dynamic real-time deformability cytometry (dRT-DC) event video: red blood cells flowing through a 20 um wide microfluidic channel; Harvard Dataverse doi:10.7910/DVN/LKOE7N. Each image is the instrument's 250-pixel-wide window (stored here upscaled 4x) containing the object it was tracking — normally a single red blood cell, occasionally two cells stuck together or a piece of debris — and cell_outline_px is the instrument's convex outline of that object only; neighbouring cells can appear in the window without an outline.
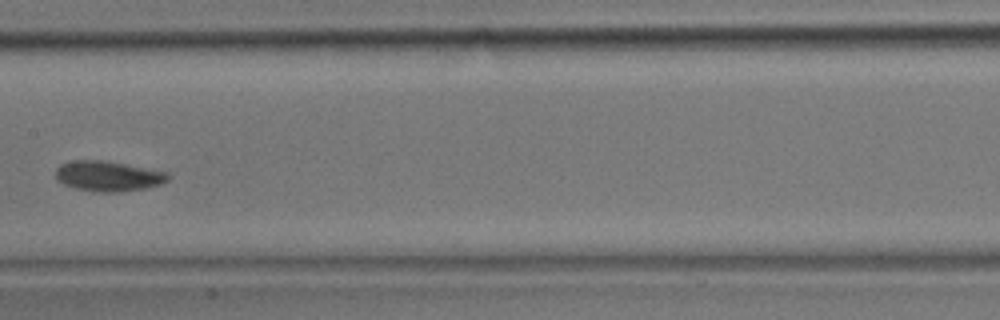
{"species": "common noctule bat (a hibernating species)", "species_latin": "Nyctalus noctula", "temperature_condition": "room temperature", "stored_images_in_passage": 28, "camera_frame_rate_fps": 3000, "um_per_image_px": 0.085, "animal": {"sex": "male", "body_mass_g": 17.9}, "frame": {"image": 1, "passage_image": 9, "time_ms": 2.667, "image_size_px": [1000, 320], "cell_outline_px": [[172, 176], [168, 180], [160, 184], [144, 188], [120, 192], [100, 192], [76, 188], [64, 184], [56, 180], [56, 168], [60, 164], [76, 160], [100, 160], [124, 164], [168, 172]], "centroid_in_image_um": [9.19, 14.97], "position_along_channel_um": 198.2, "area_um2": 19.65}}
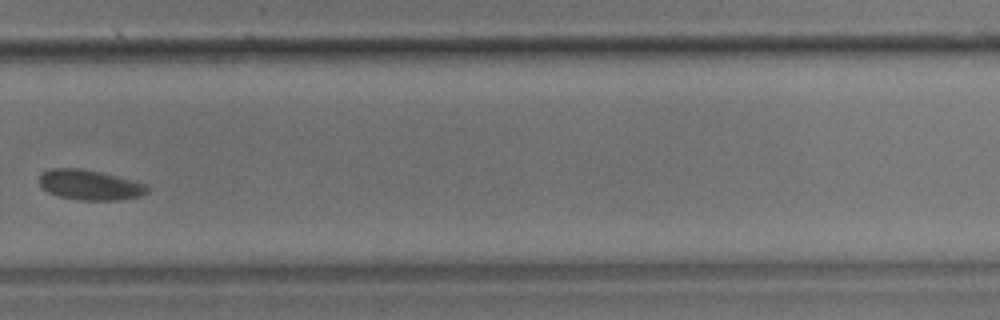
{"frame": {"image": 2, "passage_image": 16, "time_ms": 5.0, "image_size_px": [1000, 320], "cell_outline_px": [[148, 192], [140, 196], [116, 200], [80, 200], [60, 196], [48, 192], [40, 184], [40, 176], [44, 172], [52, 168], [80, 168], [100, 172], [148, 184]], "centroid_in_image_um": [7.66, 15.72], "position_along_channel_um": 322.1, "area_um2": 18.73}}